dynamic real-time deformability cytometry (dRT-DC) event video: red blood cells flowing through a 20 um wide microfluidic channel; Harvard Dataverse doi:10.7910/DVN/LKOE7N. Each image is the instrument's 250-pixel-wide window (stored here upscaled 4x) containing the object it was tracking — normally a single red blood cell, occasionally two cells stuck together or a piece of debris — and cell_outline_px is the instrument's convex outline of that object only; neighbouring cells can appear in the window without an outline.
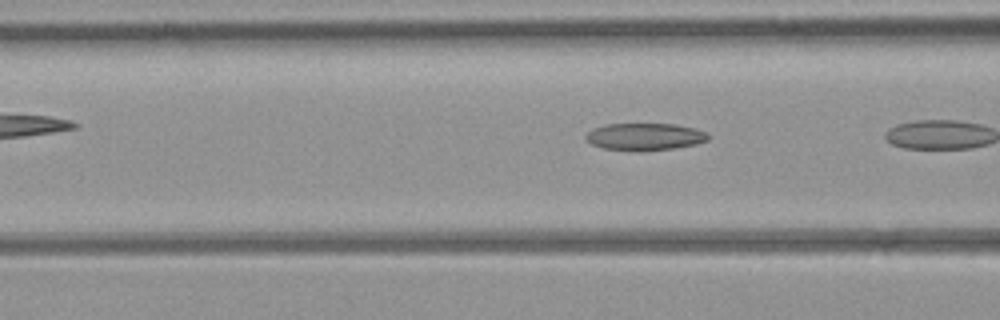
{"species": "common noctule bat (a hibernating species)", "species_latin": "Nyctalus noctula", "temperature_condition": "room temperature", "stored_images_in_passage": 8, "camera_frame_rate_fps": 3000, "um_per_image_px": 0.085, "animal": {"sex": "female", "body_mass_g": 21.9}, "frame": {"image": 1, "passage_image": 4, "time_ms": 4.333, "image_size_px": [1000, 320], "cell_outline_px": [[708, 140], [696, 144], [672, 148], [604, 148], [592, 144], [584, 140], [584, 136], [592, 128], [608, 124], [676, 124], [692, 128], [704, 132], [708, 136]], "centroid_in_image_um": [54.77, 11.57], "position_along_channel_um": 111.8, "area_um2": 18.38}}